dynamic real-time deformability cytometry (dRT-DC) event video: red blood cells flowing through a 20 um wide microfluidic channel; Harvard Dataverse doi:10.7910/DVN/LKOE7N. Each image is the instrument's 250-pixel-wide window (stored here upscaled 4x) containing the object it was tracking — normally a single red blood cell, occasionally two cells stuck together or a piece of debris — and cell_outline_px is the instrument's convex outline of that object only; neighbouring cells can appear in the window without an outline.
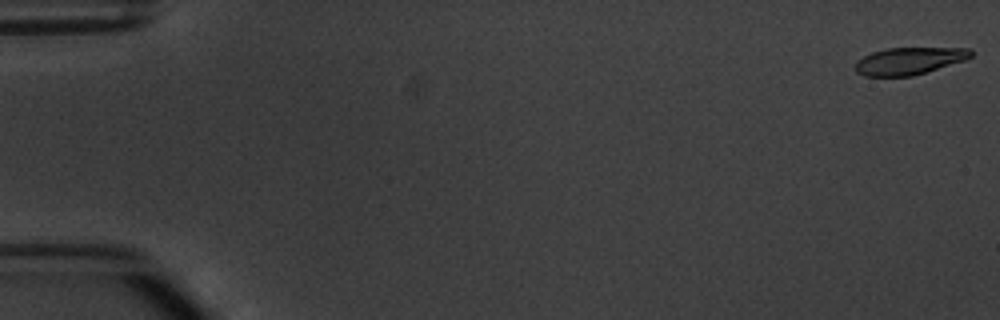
{"species": "common noctule bat (a hibernating species)", "species_latin": "Nyctalus noctula", "temperature_condition": "warm", "stored_images_in_passage": 6, "camera_frame_rate_fps": 3000, "um_per_image_px": 0.085, "animal": {"sex": "male", "body_mass_g": 20.1, "forearm_length_mm": 53.5}, "frame": {"image": 1, "passage_image": 1, "time_ms": 0.0, "image_size_px": [1000, 320], "cell_outline_px": [[972, 56], [964, 60], [912, 76], [864, 76], [856, 72], [856, 60], [872, 52], [888, 48], [972, 48]], "centroid_in_image_um": [77.26, 5.17], "position_along_channel_um": 7.7, "area_um2": 18.15}}